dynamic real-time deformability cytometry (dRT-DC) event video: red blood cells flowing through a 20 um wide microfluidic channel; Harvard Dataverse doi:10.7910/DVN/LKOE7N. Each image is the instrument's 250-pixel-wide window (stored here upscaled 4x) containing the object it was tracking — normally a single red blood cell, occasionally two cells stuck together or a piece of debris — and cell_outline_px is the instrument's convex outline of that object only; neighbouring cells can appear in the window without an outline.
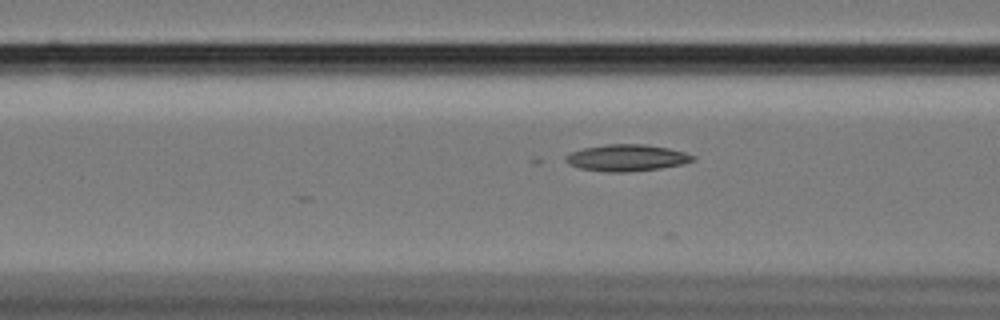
{"species": "Egyptian fruit bat (a non-hibernating species)", "species_latin": "Rousettus aegyptiacus", "temperature_condition": "cold", "stored_images_in_passage": 8, "camera_frame_rate_fps": 3000, "um_per_image_px": 0.085, "animal": {"sex": "female"}, "frame": {"image": 1, "passage_image": 5, "time_ms": 1.333, "image_size_px": [1000, 320], "cell_outline_px": [[696, 160], [684, 164], [660, 168], [628, 172], [608, 172], [580, 168], [568, 164], [564, 160], [564, 156], [572, 152], [584, 148], [604, 144], [644, 144], [668, 148], [684, 152], [696, 156]], "centroid_in_image_um": [53.28, 13.41], "position_along_channel_um": 113.3, "area_um2": 19.83}}